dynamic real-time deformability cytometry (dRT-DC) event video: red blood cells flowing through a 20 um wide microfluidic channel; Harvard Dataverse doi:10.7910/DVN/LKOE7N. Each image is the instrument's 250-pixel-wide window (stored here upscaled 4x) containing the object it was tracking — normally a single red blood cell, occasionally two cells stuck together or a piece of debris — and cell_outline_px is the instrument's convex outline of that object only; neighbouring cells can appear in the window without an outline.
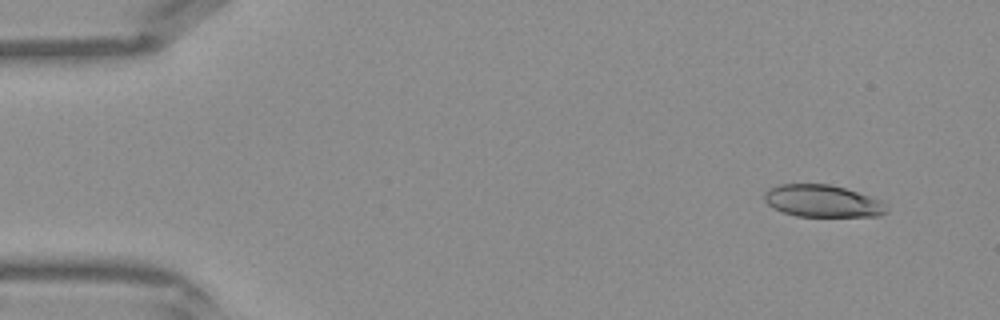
{"species": "Egyptian fruit bat (a non-hibernating species)", "species_latin": "Rousettus aegyptiacus", "temperature_condition": "warm", "stored_images_in_passage": 41, "camera_frame_rate_fps": 3000, "um_per_image_px": 0.085, "frame": {"image": 1, "passage_image": 3, "time_ms": 0.667, "image_size_px": [1000, 320], "cell_outline_px": [[888, 212], [880, 216], [796, 216], [772, 208], [764, 200], [764, 192], [768, 188], [780, 184], [828, 184], [844, 188], [884, 200], [888, 208]], "centroid_in_image_um": [69.94, 17.09], "position_along_channel_um": 15.1, "area_um2": 23.12}}
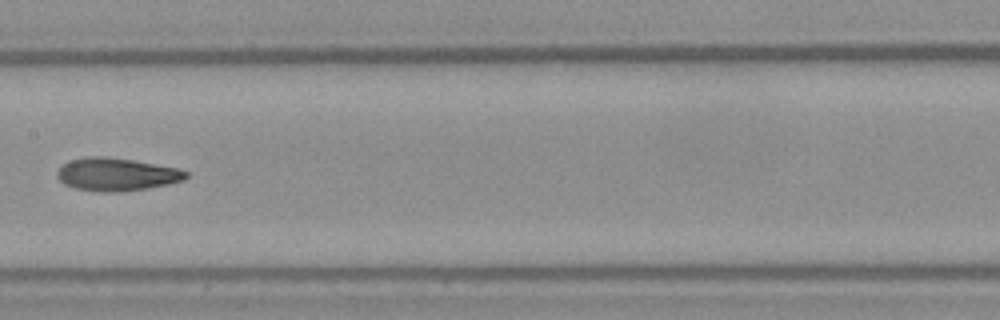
{"frame": {"image": 2, "passage_image": 21, "time_ms": 6.667, "image_size_px": [1000, 320], "cell_outline_px": [[188, 176], [184, 180], [168, 184], [148, 188], [116, 192], [100, 192], [76, 188], [64, 184], [56, 176], [56, 172], [64, 164], [72, 160], [88, 156], [104, 156], [132, 160], [176, 168], [188, 172]], "centroid_in_image_um": [9.9, 14.83], "position_along_channel_um": 197.5, "area_um2": 24.45}}
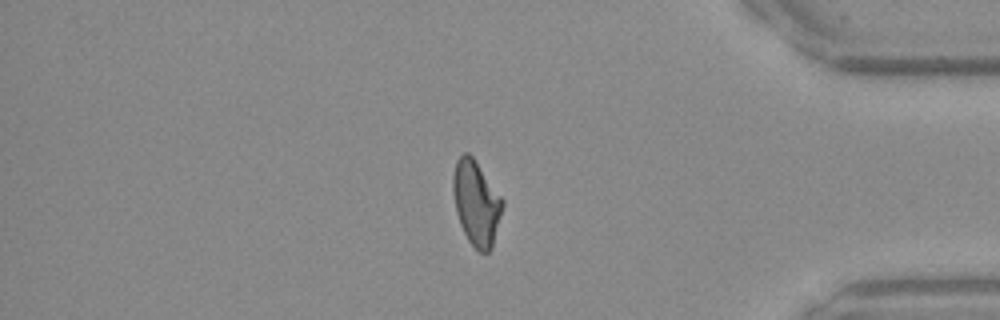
{"frame": {"image": 3, "passage_image": 35, "time_ms": 11.333, "image_size_px": [1000, 320], "cell_outline_px": [[504, 208], [492, 248], [488, 252], [480, 252], [468, 240], [460, 224], [456, 212], [452, 192], [452, 176], [456, 160], [464, 152], [468, 152], [472, 156], [504, 200]], "centroid_in_image_um": [40.48, 17.25], "position_along_channel_um": 394.7, "area_um2": 24.57}}